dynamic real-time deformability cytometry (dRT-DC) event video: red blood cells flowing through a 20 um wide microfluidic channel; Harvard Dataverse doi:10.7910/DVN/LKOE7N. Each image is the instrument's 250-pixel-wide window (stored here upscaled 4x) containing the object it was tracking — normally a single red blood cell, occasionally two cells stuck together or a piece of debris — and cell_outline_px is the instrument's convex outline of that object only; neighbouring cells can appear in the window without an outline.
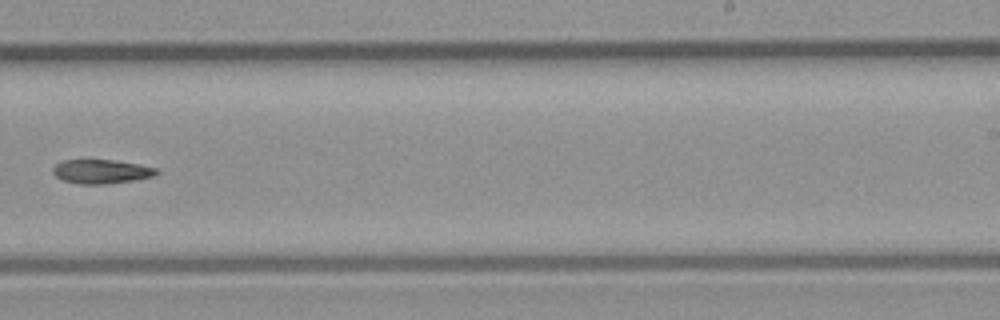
{"species": "common noctule bat (a hibernating species)", "species_latin": "Nyctalus noctula", "temperature_condition": "room temperature", "stored_images_in_passage": 35, "camera_frame_rate_fps": 3000, "um_per_image_px": 0.085, "animal": {"sex": "male", "body_mass_g": 23.1, "forearm_length_mm": 52.7}, "frame": {"image": 1, "passage_image": 20, "time_ms": 6.333, "image_size_px": [1000, 320], "cell_outline_px": [[160, 172], [156, 176], [132, 180], [104, 184], [80, 184], [64, 180], [56, 176], [52, 172], [52, 168], [56, 164], [64, 160], [112, 160], [140, 164], [160, 168]], "centroid_in_image_um": [8.67, 14.57], "position_along_channel_um": 280.3, "area_um2": 14.57}}